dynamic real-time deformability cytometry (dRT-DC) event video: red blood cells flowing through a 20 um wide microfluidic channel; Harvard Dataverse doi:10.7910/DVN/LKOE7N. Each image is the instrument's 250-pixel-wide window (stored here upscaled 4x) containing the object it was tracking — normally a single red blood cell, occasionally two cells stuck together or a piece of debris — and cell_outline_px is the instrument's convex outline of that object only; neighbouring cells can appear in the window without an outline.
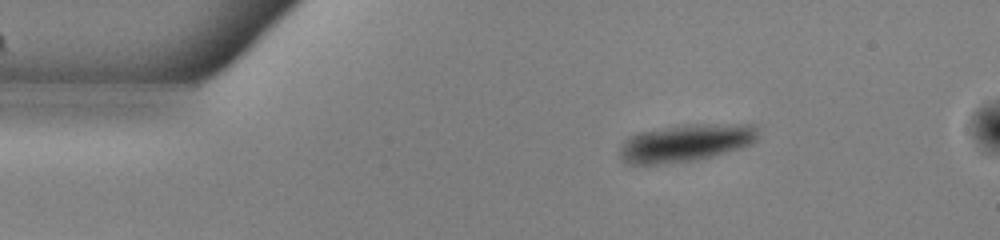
{"species": "common noctule bat (a hibernating species)", "species_latin": "Nyctalus noctula", "temperature_condition": "warm", "stored_images_in_passage": 45, "camera_frame_rate_fps": 3000, "um_per_image_px": 0.085, "animal": {"sex": "male", "body_mass_g": 13.0, "forearm_length_mm": 53.1}, "frame": {"image": 1, "passage_image": 1, "time_ms": 0.0, "image_size_px": [1000, 240], "cell_outline_px": [[760, 136], [752, 144], [740, 148], [712, 156], [696, 160], [656, 164], [632, 164], [620, 156], [620, 148], [632, 136], [640, 132], [676, 124], [756, 124]], "centroid_in_image_um": [58.38, 12.12], "position_along_channel_um": 26.6, "area_um2": 30.11}}
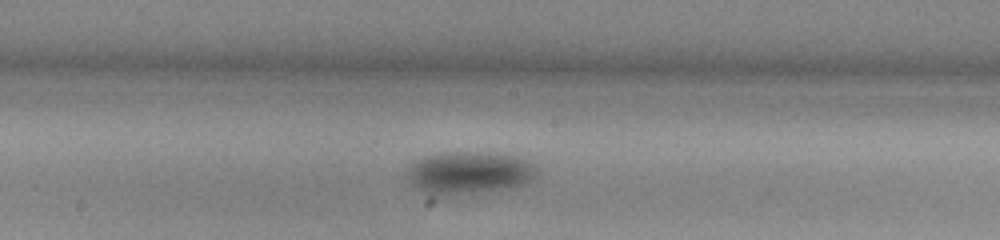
{"frame": {"image": 2, "passage_image": 20, "time_ms": 6.333, "image_size_px": [1000, 240], "cell_outline_px": [[536, 176], [524, 184], [500, 188], [456, 192], [428, 192], [420, 188], [408, 176], [408, 168], [412, 164], [424, 156], [436, 152], [496, 152], [516, 156], [532, 160], [536, 168]], "centroid_in_image_um": [39.97, 14.57], "position_along_channel_um": 208.2, "area_um2": 30.69}}
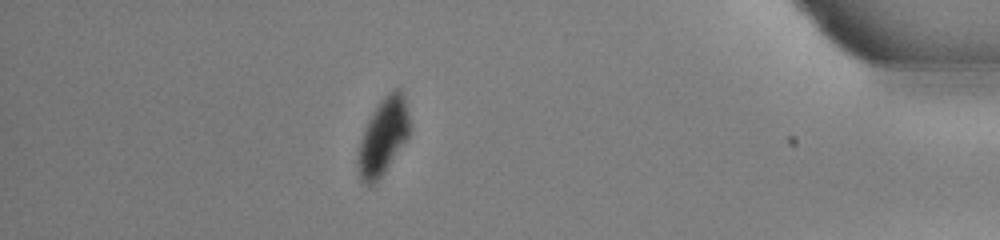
{"frame": {"image": 3, "passage_image": 39, "time_ms": 12.667, "image_size_px": [1000, 240], "cell_outline_px": [[408, 136], [376, 184], [364, 184], [356, 168], [356, 156], [360, 140], [368, 120], [372, 112], [380, 100], [384, 96], [396, 88], [400, 88], [404, 96], [408, 116]], "centroid_in_image_um": [32.51, 11.63], "position_along_channel_um": 402.7, "area_um2": 22.77}}